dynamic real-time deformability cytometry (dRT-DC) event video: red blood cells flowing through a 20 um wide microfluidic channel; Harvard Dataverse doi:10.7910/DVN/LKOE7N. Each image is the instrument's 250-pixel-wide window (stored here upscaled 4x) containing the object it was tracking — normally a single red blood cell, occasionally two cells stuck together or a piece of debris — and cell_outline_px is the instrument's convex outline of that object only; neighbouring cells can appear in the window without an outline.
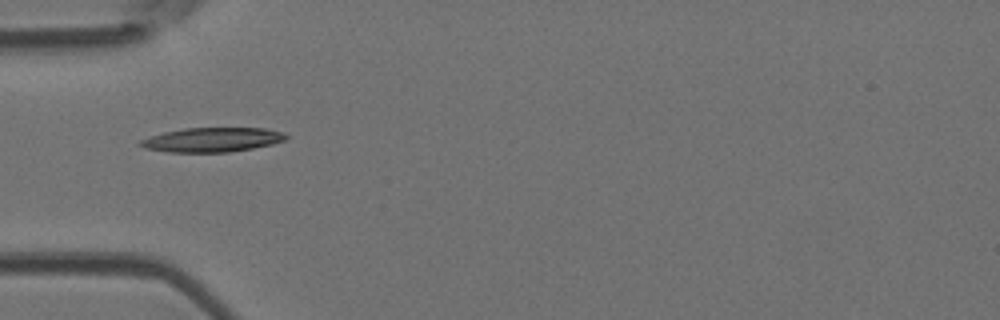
{"species": "Egyptian fruit bat (a non-hibernating species)", "species_latin": "Rousettus aegyptiacus", "temperature_condition": "room temperature", "stored_images_in_passage": 7, "camera_frame_rate_fps": 3000, "um_per_image_px": 0.085, "animal": {"sex": "female"}, "frame": {"image": 1, "passage_image": 5, "time_ms": 1.333, "image_size_px": [1000, 320], "cell_outline_px": [[288, 136], [284, 140], [272, 144], [252, 148], [228, 152], [168, 152], [144, 148], [136, 144], [140, 140], [164, 132], [184, 128], [268, 128], [284, 132]], "centroid_in_image_um": [18.03, 11.87], "position_along_channel_um": 67.0, "area_um2": 20.69}}
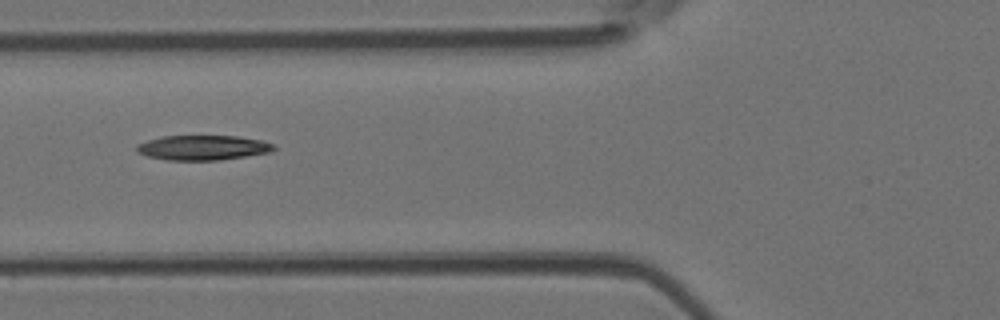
{"frame": {"image": 2, "passage_image": 6, "time_ms": 1.667, "image_size_px": [1000, 320], "cell_outline_px": [[276, 148], [272, 152], [220, 160], [168, 160], [148, 156], [136, 152], [136, 144], [160, 136], [236, 136], [264, 140], [276, 144]], "centroid_in_image_um": [17.28, 12.54], "position_along_channel_um": 108.5, "area_um2": 20.06}}
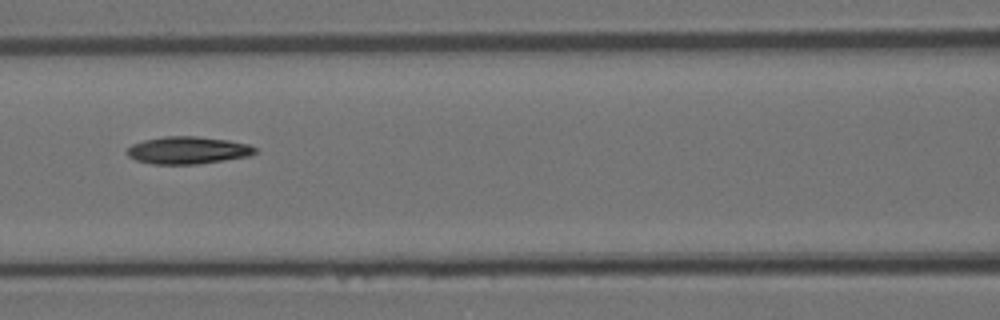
{"frame": {"image": 3, "passage_image": 7, "time_ms": 2.0, "image_size_px": [1000, 320], "cell_outline_px": [[256, 152], [248, 156], [224, 160], [196, 164], [152, 164], [136, 160], [128, 156], [124, 152], [132, 144], [144, 140], [164, 136], [196, 136], [228, 140], [248, 144], [256, 148]], "centroid_in_image_um": [15.92, 12.77], "position_along_channel_um": 150.7, "area_um2": 20.4}}